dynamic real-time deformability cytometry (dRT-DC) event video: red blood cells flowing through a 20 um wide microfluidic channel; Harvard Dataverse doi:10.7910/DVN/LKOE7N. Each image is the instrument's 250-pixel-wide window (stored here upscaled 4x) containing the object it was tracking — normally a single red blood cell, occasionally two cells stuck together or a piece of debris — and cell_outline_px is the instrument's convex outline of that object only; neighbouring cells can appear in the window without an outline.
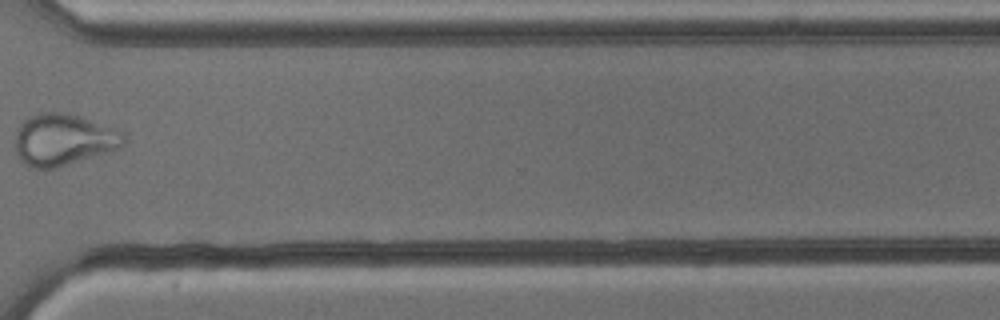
{"species": "common noctule bat (a hibernating species)", "species_latin": "Nyctalus noctula", "temperature_condition": "cold", "stored_images_in_passage": 13, "camera_frame_rate_fps": 3000, "um_per_image_px": 0.085, "animal": {"sex": "male", "body_mass_g": 13.3}, "frame": {"image": 1, "passage_image": 11, "time_ms": 12.667, "image_size_px": [1000, 320], "cell_outline_px": [[128, 132], [124, 144], [120, 148], [56, 168], [28, 168], [20, 160], [16, 152], [16, 128], [24, 120], [40, 112], [60, 112], [80, 116]], "centroid_in_image_um": [5.42, 11.87], "position_along_channel_um": 365.2, "area_um2": 33.0}}